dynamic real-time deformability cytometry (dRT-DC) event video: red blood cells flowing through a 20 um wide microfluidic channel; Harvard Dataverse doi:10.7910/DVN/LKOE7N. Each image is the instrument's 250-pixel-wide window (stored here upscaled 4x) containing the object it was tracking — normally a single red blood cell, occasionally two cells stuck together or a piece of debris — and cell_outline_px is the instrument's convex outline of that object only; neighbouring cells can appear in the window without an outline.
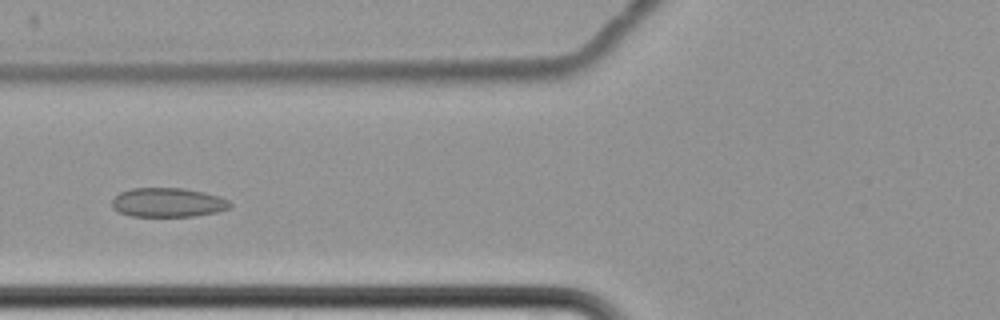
{"species": "common noctule bat (a hibernating species)", "species_latin": "Nyctalus noctula", "temperature_condition": "cold", "stored_images_in_passage": 17, "segment_of_instrument_passage": [1, 2], "camera_frame_rate_fps": 3000, "um_per_image_px": 0.085, "animal": {"sex": "female", "body_mass_g": 22.7, "forearm_length_mm": 54.2}, "frame": {"image": 1, "passage_image": 7, "time_ms": 8.333, "image_size_px": [1000, 320], "cell_outline_px": [[232, 208], [216, 212], [192, 216], [132, 216], [116, 212], [112, 208], [112, 200], [120, 192], [132, 188], [184, 188], [204, 192], [220, 196], [228, 200], [232, 204]], "centroid_in_image_um": [14.27, 17.21], "position_along_channel_um": 111.5, "area_um2": 20.23}}
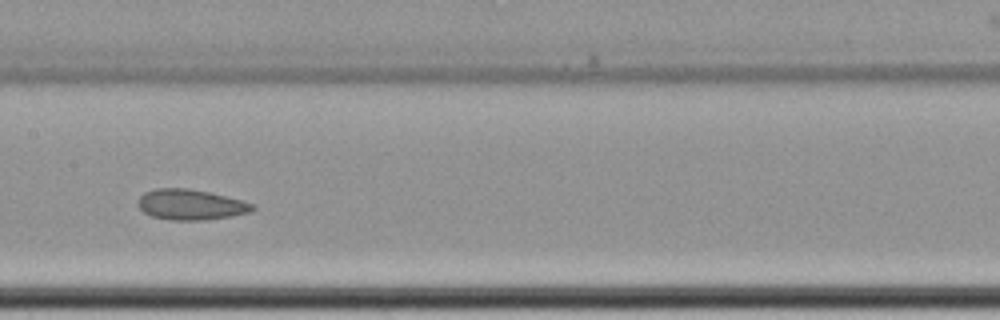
{"frame": {"image": 2, "passage_image": 9, "time_ms": 10.667, "image_size_px": [1000, 320], "cell_outline_px": [[256, 208], [252, 212], [228, 216], [200, 220], [172, 220], [152, 216], [144, 212], [136, 204], [140, 196], [144, 192], [156, 188], [188, 188], [208, 192], [240, 200], [252, 204]], "centroid_in_image_um": [16.16, 17.38], "position_along_channel_um": 191.2, "area_um2": 20.11}}
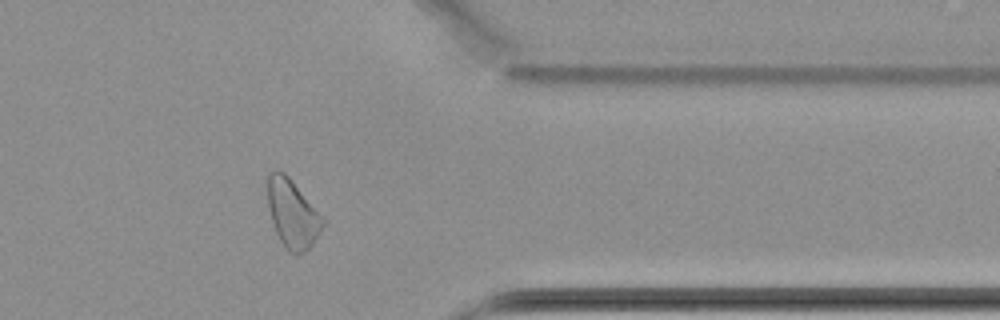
{"frame": {"image": 3, "passage_image": 14, "time_ms": 16.667, "image_size_px": [1000, 320], "cell_outline_px": [[328, 220], [312, 244], [304, 252], [288, 252], [284, 248], [276, 232], [272, 220], [268, 204], [268, 176], [276, 168], [280, 168], [292, 180]], "centroid_in_image_um": [24.9, 18.13], "position_along_channel_um": 386.5, "area_um2": 22.14}}